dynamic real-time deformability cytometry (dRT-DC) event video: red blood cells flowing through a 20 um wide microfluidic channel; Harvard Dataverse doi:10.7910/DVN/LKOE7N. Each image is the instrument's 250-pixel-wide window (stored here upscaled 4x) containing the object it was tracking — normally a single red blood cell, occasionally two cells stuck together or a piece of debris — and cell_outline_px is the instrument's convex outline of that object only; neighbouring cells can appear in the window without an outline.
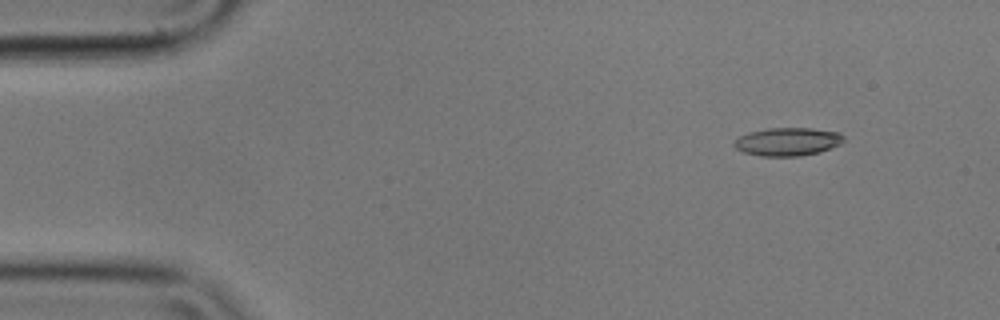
{"species": "common noctule bat (a hibernating species)", "species_latin": "Nyctalus noctula", "temperature_condition": "cold", "stored_images_in_passage": 5, "camera_frame_rate_fps": 3000, "um_per_image_px": 0.085, "animal": {"sex": "male", "body_mass_g": 17.9}, "frame": {"image": 1, "passage_image": 1, "time_ms": 0.0, "image_size_px": [1000, 320], "cell_outline_px": [[844, 140], [840, 144], [820, 152], [800, 156], [760, 156], [744, 152], [736, 148], [732, 144], [740, 136], [748, 132], [768, 128], [812, 128], [840, 132], [844, 136]], "centroid_in_image_um": [66.96, 12.04], "position_along_channel_um": 18.0, "area_um2": 18.03}}
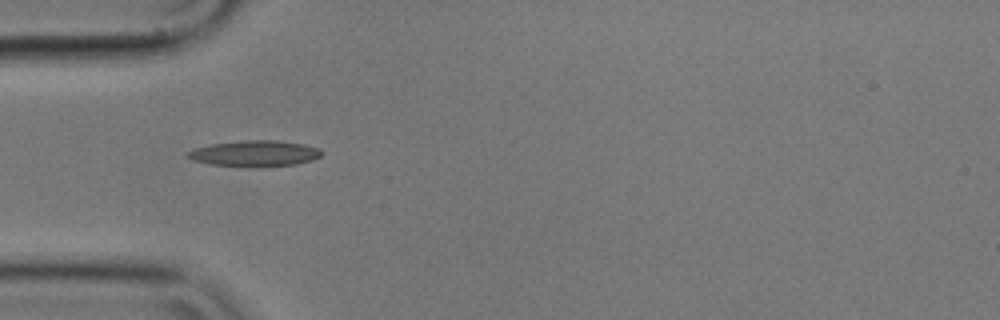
{"frame": {"image": 2, "passage_image": 4, "time_ms": 1.0, "image_size_px": [1000, 320], "cell_outline_px": [[324, 152], [320, 156], [312, 160], [296, 164], [252, 168], [212, 164], [192, 160], [184, 156], [184, 152], [196, 148], [212, 144], [244, 140], [276, 140], [304, 144], [320, 148]], "centroid_in_image_um": [21.65, 13.05], "position_along_channel_um": 63.4, "area_um2": 20.58}}
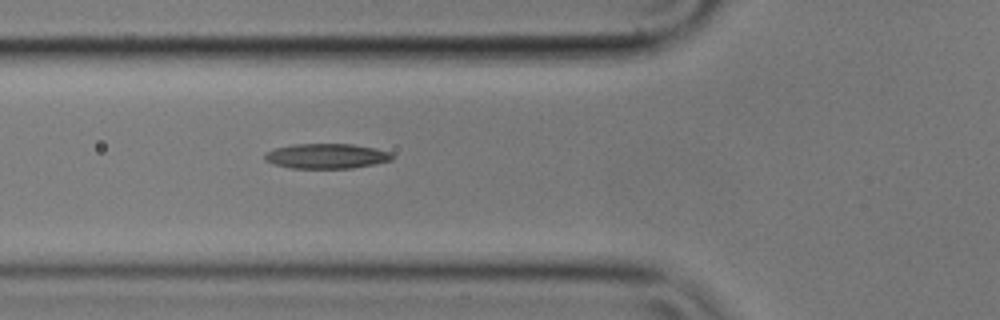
{"frame": {"image": 3, "passage_image": 5, "time_ms": 1.333, "image_size_px": [1000, 320], "cell_outline_px": [[392, 160], [352, 168], [288, 168], [264, 160], [264, 152], [276, 148], [292, 144], [352, 144], [376, 148], [392, 152]], "centroid_in_image_um": [27.73, 13.26], "position_along_channel_um": 98.1, "area_um2": 18.55}}